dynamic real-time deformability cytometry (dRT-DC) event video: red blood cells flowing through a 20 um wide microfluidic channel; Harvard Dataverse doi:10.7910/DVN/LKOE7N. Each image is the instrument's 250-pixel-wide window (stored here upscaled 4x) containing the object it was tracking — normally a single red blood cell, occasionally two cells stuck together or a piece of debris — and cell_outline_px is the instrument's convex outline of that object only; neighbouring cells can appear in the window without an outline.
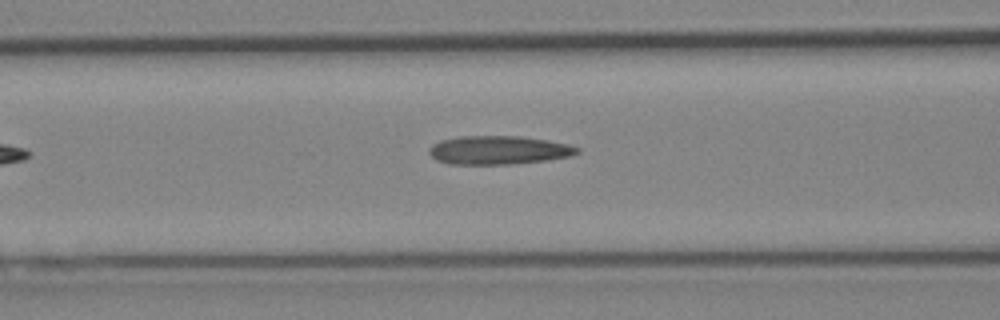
{"species": "Egyptian fruit bat (a non-hibernating species)", "species_latin": "Rousettus aegyptiacus", "temperature_condition": "cold", "stored_images_in_passage": 5, "camera_frame_rate_fps": 3000, "um_per_image_px": 0.085, "animal": {"sex": "female"}, "frame": {"image": 1, "passage_image": 5, "time_ms": 1.333, "image_size_px": [1000, 320], "cell_outline_px": [[580, 152], [568, 156], [548, 160], [508, 164], [448, 164], [436, 160], [428, 152], [428, 148], [432, 144], [440, 140], [460, 136], [520, 136], [548, 140], [568, 144], [580, 148]], "centroid_in_image_um": [42.35, 12.75], "position_along_channel_um": 124.3, "area_um2": 24.74}}